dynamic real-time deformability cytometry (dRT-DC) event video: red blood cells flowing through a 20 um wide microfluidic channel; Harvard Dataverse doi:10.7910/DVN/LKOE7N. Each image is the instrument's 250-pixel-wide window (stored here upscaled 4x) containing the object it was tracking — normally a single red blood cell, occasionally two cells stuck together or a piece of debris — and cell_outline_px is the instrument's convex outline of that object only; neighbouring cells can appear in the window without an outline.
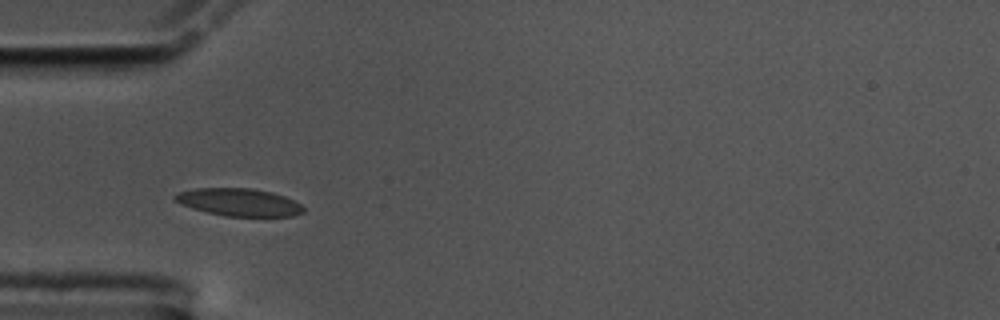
{"species": "common noctule bat (a hibernating species)", "species_latin": "Nyctalus noctula", "temperature_condition": "cold", "stored_images_in_passage": 42, "camera_frame_rate_fps": 3000, "um_per_image_px": 0.085, "animal": {"sex": "male", "body_mass_g": 17.5, "forearm_length_mm": 52.3}, "frame": {"image": 1, "passage_image": 1, "time_ms": 0.0, "image_size_px": [1000, 320], "cell_outline_px": [[304, 212], [292, 216], [224, 216], [192, 208], [180, 204], [172, 196], [180, 192], [196, 188], [252, 188], [272, 192], [284, 196], [300, 204], [304, 208]], "centroid_in_image_um": [20.31, 17.18], "position_along_channel_um": 64.7, "area_um2": 20.52}}
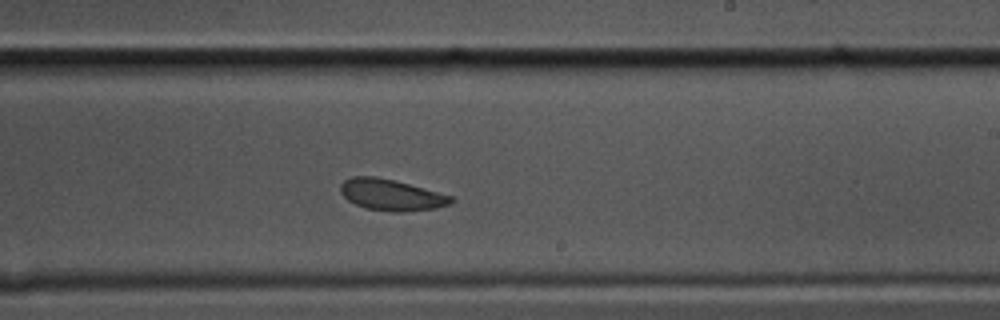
{"frame": {"image": 2, "passage_image": 18, "time_ms": 5.667, "image_size_px": [1000, 320], "cell_outline_px": [[456, 200], [452, 204], [436, 208], [404, 212], [392, 212], [364, 208], [348, 200], [340, 192], [340, 184], [344, 180], [352, 176], [376, 176], [408, 184], [452, 196]], "centroid_in_image_um": [33.25, 16.57], "position_along_channel_um": 255.7, "area_um2": 20.17}}
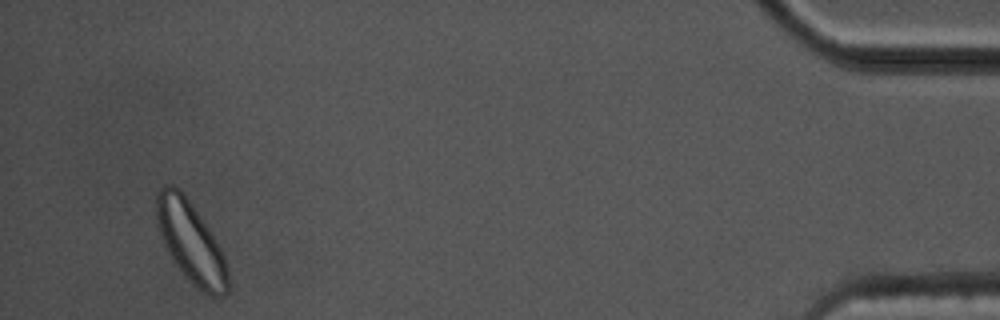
{"frame": {"image": 3, "passage_image": 39, "time_ms": 12.667, "image_size_px": [1000, 320], "cell_outline_px": [[228, 292], [224, 296], [212, 296], [204, 292], [192, 284], [172, 260], [164, 244], [156, 220], [156, 192], [164, 184], [172, 184], [180, 188], [184, 192], [208, 228], [220, 248], [224, 256], [228, 272]], "centroid_in_image_um": [16.2, 20.55], "position_along_channel_um": 419.0, "area_um2": 33.7}, "authors_computed_cell_mechanics": {"area_um2": 20.8369, "velocity_mm_per_s": 3.3983, "shape_relaxation_time_tau1_ms": null, "shape_relaxation_time_tau2_ms": 3.4913, "deformation_change_tau1": null, "deformation_change_tau2": 0.0813}}